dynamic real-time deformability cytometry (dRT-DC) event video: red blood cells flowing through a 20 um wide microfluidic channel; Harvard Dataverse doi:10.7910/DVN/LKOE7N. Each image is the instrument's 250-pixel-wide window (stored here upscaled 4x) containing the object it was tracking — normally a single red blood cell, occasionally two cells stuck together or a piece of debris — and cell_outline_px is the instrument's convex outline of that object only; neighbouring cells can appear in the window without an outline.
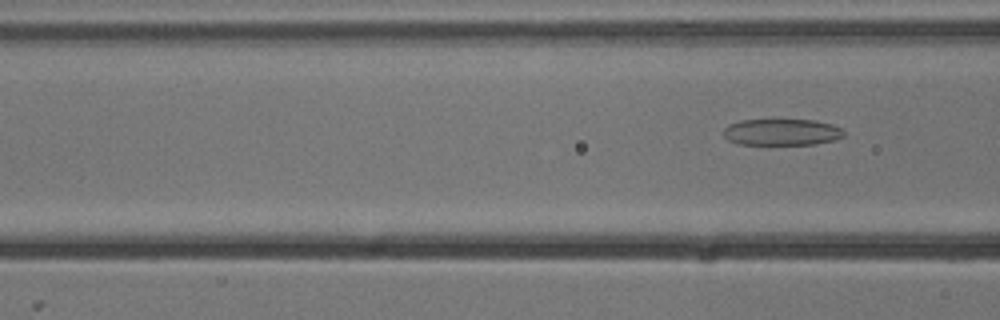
{"species": "common noctule bat (a hibernating species)", "species_latin": "Nyctalus noctula", "temperature_condition": "cold", "stored_images_in_passage": 6, "segment_of_instrument_passage": [2, 2], "camera_frame_rate_fps": 3000, "um_per_image_px": 0.085, "animal": {"sex": "male", "body_mass_g": 13.3}, "frame": {"image": 1, "passage_image": 6, "time_ms": 1.667, "image_size_px": [1000, 320], "cell_outline_px": [[844, 136], [836, 140], [816, 144], [736, 144], [728, 140], [724, 136], [724, 128], [728, 124], [740, 120], [772, 116], [812, 120], [832, 124], [840, 128], [844, 132]], "centroid_in_image_um": [66.41, 11.17], "position_along_channel_um": 100.2, "area_um2": 19.65}}